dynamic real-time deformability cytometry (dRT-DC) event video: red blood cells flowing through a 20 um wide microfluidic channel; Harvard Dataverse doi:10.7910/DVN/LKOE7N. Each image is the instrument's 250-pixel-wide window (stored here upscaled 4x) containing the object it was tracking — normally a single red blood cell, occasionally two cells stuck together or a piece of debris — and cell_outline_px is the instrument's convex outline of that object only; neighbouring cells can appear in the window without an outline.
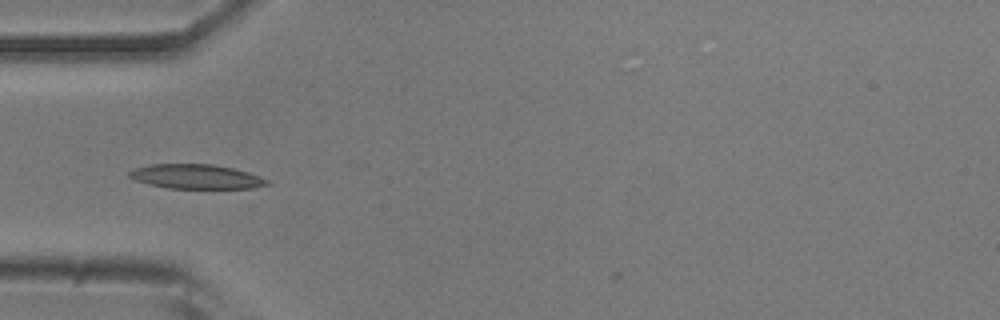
{"species": "common noctule bat (a hibernating species)", "species_latin": "Nyctalus noctula", "temperature_condition": "room temperature", "stored_images_in_passage": 4, "camera_frame_rate_fps": 3000, "um_per_image_px": 0.085, "animal": {"sex": "male", "body_mass_g": 20.5, "forearm_length_mm": 52.5}, "frame": {"image": 1, "passage_image": 1, "time_ms": 0.0, "image_size_px": [1000, 320], "cell_outline_px": [[272, 184], [252, 188], [168, 188], [148, 184], [136, 180], [128, 176], [128, 172], [136, 168], [152, 164], [212, 164], [232, 168], [248, 172], [268, 180]], "centroid_in_image_um": [16.68, 15.01], "position_along_channel_um": 68.3, "area_um2": 19.48}}